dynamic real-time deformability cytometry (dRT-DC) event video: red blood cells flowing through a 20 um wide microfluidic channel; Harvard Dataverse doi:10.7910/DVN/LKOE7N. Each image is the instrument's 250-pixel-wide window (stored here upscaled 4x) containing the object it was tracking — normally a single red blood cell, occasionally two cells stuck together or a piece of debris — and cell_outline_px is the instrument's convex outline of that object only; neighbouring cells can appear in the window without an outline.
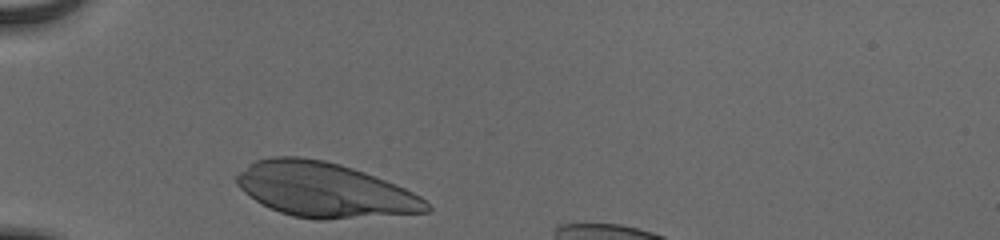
{"species": "human", "species_latin": "Homo sapiens", "temperature_condition": "cold", "stored_images_in_passage": 29, "camera_frame_rate_fps": 3000, "um_per_image_px": 0.085, "donor": {"sex": "male"}, "frame": {"image": 1, "passage_image": 1, "time_ms": 0.0, "image_size_px": [1000, 240], "cell_outline_px": [[432, 208], [428, 212], [328, 220], [316, 220], [292, 216], [280, 212], [256, 200], [244, 192], [236, 184], [236, 176], [248, 164], [256, 160], [272, 156], [300, 156], [324, 160], [340, 164], [364, 172], [396, 184], [420, 196]], "centroid_in_image_um": [27.58, 16.14], "position_along_channel_um": 57.4, "area_um2": 60.34}}
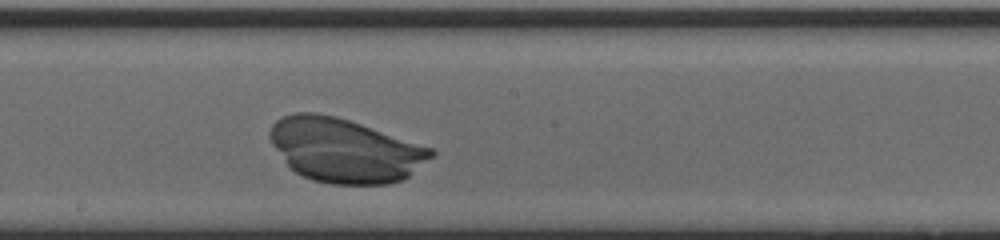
{"frame": {"image": 2, "passage_image": 15, "time_ms": 4.667, "image_size_px": [1000, 240], "cell_outline_px": [[436, 152], [432, 156], [404, 180], [388, 184], [332, 184], [312, 180], [296, 172], [288, 164], [272, 144], [268, 136], [268, 132], [272, 124], [276, 120], [284, 116], [296, 112], [316, 112], [336, 116], [432, 148]], "centroid_in_image_um": [29.28, 12.77], "position_along_channel_um": 218.9, "area_um2": 59.65}}
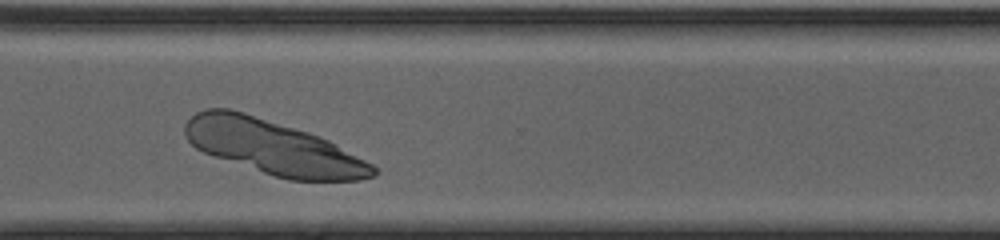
{"frame": {"image": 3, "passage_image": 25, "time_ms": 8.0, "image_size_px": [1000, 240], "cell_outline_px": [[380, 172], [376, 176], [360, 180], [288, 180], [204, 152], [196, 148], [184, 136], [184, 124], [196, 112], [208, 108], [228, 108], [244, 112], [308, 132], [328, 140], [336, 144], [372, 164]], "centroid_in_image_um": [23.22, 12.51], "position_along_channel_um": 347.4, "area_um2": 58.84}}